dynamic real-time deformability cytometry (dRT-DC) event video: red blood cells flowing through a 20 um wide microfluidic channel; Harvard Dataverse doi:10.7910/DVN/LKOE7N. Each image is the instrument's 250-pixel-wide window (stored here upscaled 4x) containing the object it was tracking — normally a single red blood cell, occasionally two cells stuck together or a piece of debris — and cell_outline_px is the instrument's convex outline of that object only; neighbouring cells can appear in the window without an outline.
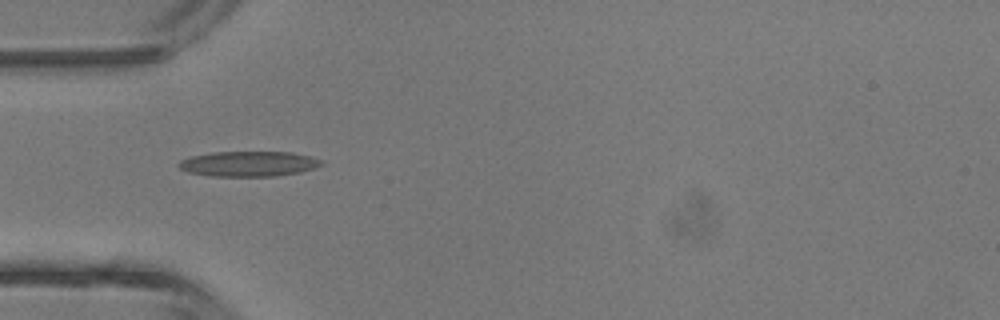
{"species": "common noctule bat (a hibernating species)", "species_latin": "Nyctalus noctula", "temperature_condition": "room temperature", "stored_images_in_passage": 5, "camera_frame_rate_fps": 3000, "um_per_image_px": 0.085, "animal": {"sex": "male", "body_mass_g": 13.3}, "frame": {"image": 1, "passage_image": 3, "time_ms": 3.333, "image_size_px": [1000, 320], "cell_outline_px": [[324, 164], [316, 168], [300, 172], [276, 176], [208, 176], [188, 172], [180, 168], [176, 164], [180, 160], [192, 156], [212, 152], [292, 152], [324, 160]], "centroid_in_image_um": [21.15, 13.93], "position_along_channel_um": 63.9, "area_um2": 21.1}}
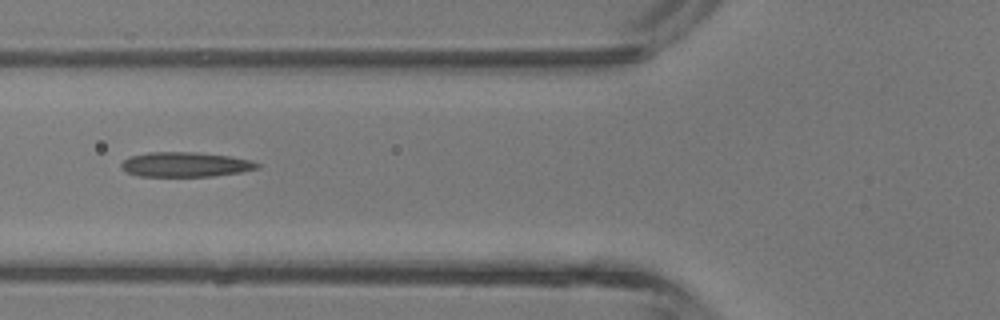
{"frame": {"image": 2, "passage_image": 4, "time_ms": 4.333, "image_size_px": [1000, 320], "cell_outline_px": [[260, 168], [240, 172], [212, 176], [140, 176], [128, 172], [120, 168], [120, 164], [128, 156], [148, 152], [196, 152], [232, 156], [252, 160], [260, 164]], "centroid_in_image_um": [15.77, 13.97], "position_along_channel_um": 110.0, "area_um2": 19.77}}
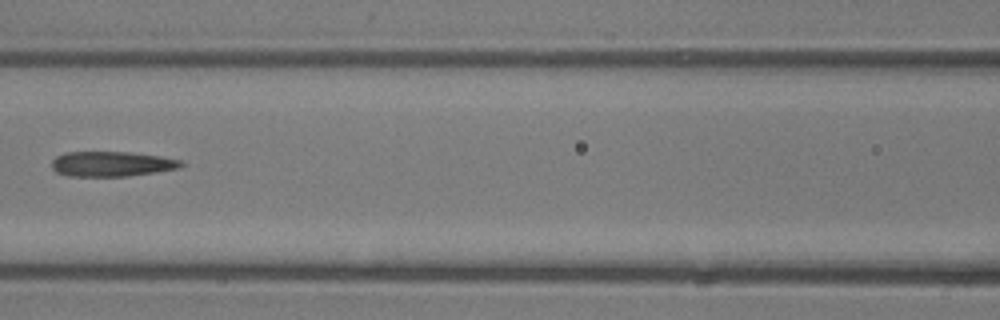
{"frame": {"image": 3, "passage_image": 5, "time_ms": 5.333, "image_size_px": [1000, 320], "cell_outline_px": [[184, 164], [180, 168], [156, 172], [128, 176], [68, 176], [56, 172], [52, 168], [52, 160], [56, 156], [64, 152], [128, 152], [160, 156], [180, 160]], "centroid_in_image_um": [9.47, 13.93], "position_along_channel_um": 157.1, "area_um2": 18.9}}